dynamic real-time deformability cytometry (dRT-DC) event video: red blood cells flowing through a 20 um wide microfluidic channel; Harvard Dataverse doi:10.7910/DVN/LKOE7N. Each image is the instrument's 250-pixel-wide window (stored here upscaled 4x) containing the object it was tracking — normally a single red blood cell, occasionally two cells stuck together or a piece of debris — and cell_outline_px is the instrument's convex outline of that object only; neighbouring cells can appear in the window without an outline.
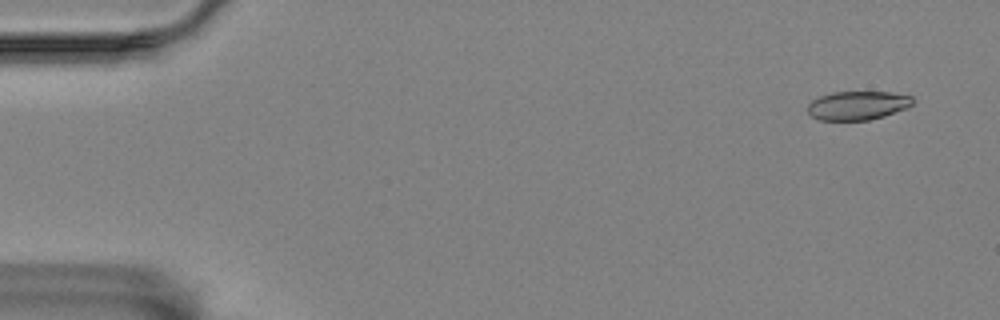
{"species": "Egyptian fruit bat (a non-hibernating species)", "species_latin": "Rousettus aegyptiacus", "temperature_condition": "room temperature", "stored_images_in_passage": 17, "camera_frame_rate_fps": 3000, "um_per_image_px": 0.085, "animal": {"sex": "female"}, "frame": {"image": 1, "passage_image": 4, "time_ms": 1.0, "image_size_px": [1000, 320], "cell_outline_px": [[912, 104], [908, 108], [884, 116], [868, 120], [820, 120], [812, 116], [808, 112], [808, 104], [812, 100], [820, 96], [832, 92], [888, 92], [912, 96]], "centroid_in_image_um": [72.89, 8.96], "position_along_channel_um": 12.1, "area_um2": 17.57}}
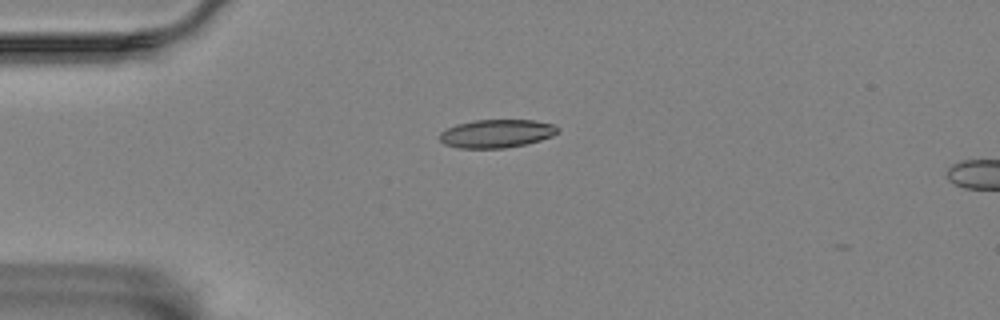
{"frame": {"image": 2, "passage_image": 15, "time_ms": 4.667, "image_size_px": [1000, 320], "cell_outline_px": [[556, 132], [552, 136], [540, 140], [524, 144], [504, 148], [456, 148], [444, 144], [440, 140], [440, 132], [456, 124], [476, 120], [532, 120], [552, 124], [556, 128]], "centroid_in_image_um": [42.14, 11.36], "position_along_channel_um": 42.9, "area_um2": 19.19}}